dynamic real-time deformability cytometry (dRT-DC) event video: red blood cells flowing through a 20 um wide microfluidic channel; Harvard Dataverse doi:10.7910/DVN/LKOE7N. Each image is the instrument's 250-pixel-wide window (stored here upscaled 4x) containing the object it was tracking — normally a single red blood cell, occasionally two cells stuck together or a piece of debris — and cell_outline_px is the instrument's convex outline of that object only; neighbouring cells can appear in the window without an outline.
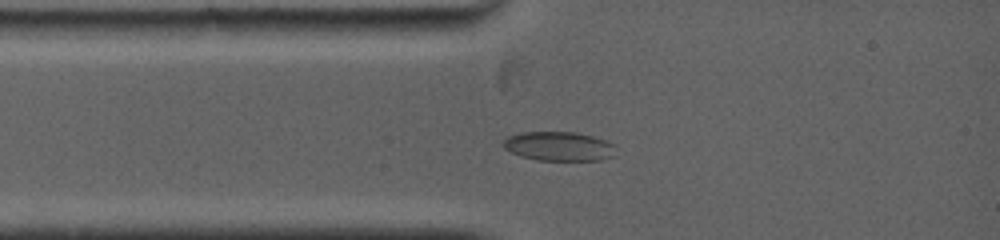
{"species": "common noctule bat (a hibernating species)", "species_latin": "Nyctalus noctula", "temperature_condition": "warm", "stored_images_in_passage": 8, "camera_frame_rate_fps": 5000, "um_per_image_px": 0.085, "animal": {"sex": "female", "body_mass_g": 19.0, "forearm_length_mm": 53.3}, "frame": {"image": 1, "passage_image": 6, "time_ms": 1.6, "image_size_px": [1000, 240], "cell_outline_px": [[616, 156], [600, 160], [536, 160], [520, 156], [504, 148], [500, 144], [508, 136], [524, 132], [576, 132], [592, 136], [616, 144]], "centroid_in_image_um": [47.54, 12.44], "position_along_channel_um": 37.5, "area_um2": 19.36}}
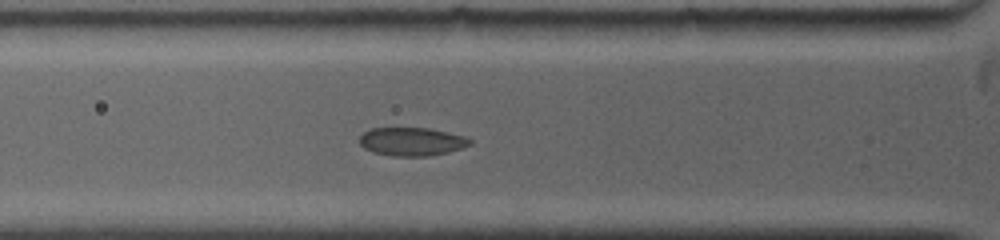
{"frame": {"image": 2, "passage_image": 8, "time_ms": 3.0, "image_size_px": [1000, 240], "cell_outline_px": [[472, 144], [464, 148], [448, 152], [428, 156], [392, 156], [372, 152], [364, 148], [360, 144], [360, 136], [364, 132], [372, 128], [428, 128], [464, 136], [472, 140]], "centroid_in_image_um": [35.01, 12.04], "position_along_channel_um": 90.8, "area_um2": 18.26}}